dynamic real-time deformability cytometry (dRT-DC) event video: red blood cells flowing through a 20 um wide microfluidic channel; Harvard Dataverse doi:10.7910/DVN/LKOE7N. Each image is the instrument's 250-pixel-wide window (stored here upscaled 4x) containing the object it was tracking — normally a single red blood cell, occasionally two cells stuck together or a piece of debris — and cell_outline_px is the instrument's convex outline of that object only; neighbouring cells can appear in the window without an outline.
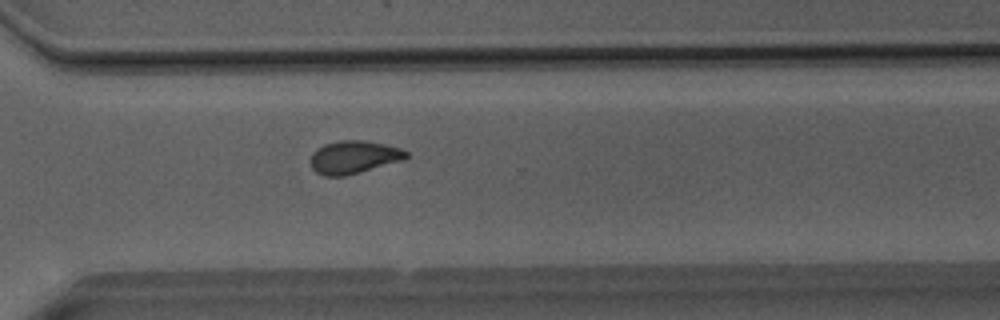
{"species": "Egyptian fruit bat (a non-hibernating species)", "species_latin": "Rousettus aegyptiacus", "temperature_condition": "room temperature", "stored_images_in_passage": 46, "camera_frame_rate_fps": 3000, "um_per_image_px": 0.085, "animal": {"sex": "male"}, "frame": {"image": 1, "passage_image": 32, "time_ms": 10.333, "image_size_px": [1000, 320], "cell_outline_px": [[408, 156], [404, 160], [344, 176], [324, 176], [316, 172], [312, 168], [312, 152], [316, 148], [324, 144], [340, 140], [360, 140], [384, 144], [400, 148], [408, 152]], "centroid_in_image_um": [30.07, 13.35], "position_along_channel_um": 340.5, "area_um2": 18.21}}
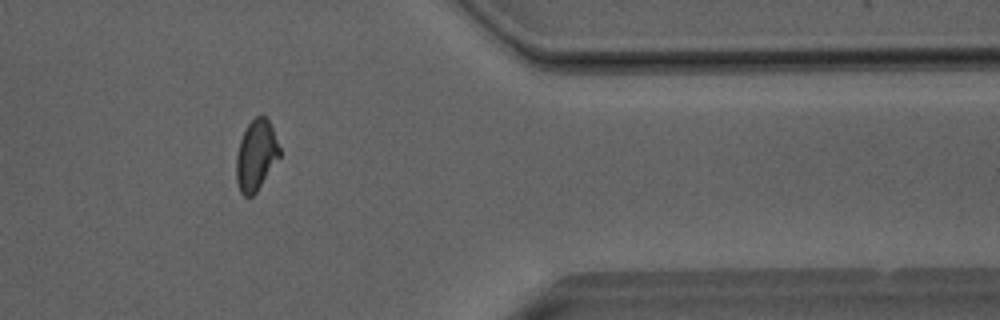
{"frame": {"image": 2, "passage_image": 37, "time_ms": 12.0, "image_size_px": [1000, 320], "cell_outline_px": [[280, 156], [256, 192], [252, 196], [244, 196], [240, 192], [236, 180], [236, 152], [240, 140], [248, 124], [256, 116], [264, 116], [268, 120], [272, 128], [280, 148]], "centroid_in_image_um": [21.75, 13.21], "position_along_channel_um": 389.7, "area_um2": 17.63}}
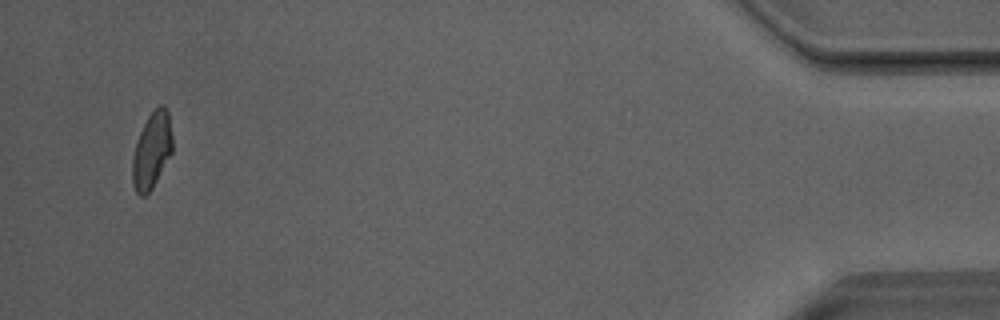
{"frame": {"image": 3, "passage_image": 44, "time_ms": 14.333, "image_size_px": [1000, 320], "cell_outline_px": [[172, 152], [152, 188], [144, 196], [140, 196], [136, 192], [132, 184], [132, 160], [136, 144], [140, 132], [148, 116], [160, 104], [164, 104], [168, 112], [172, 136]], "centroid_in_image_um": [12.9, 12.79], "position_along_channel_um": 422.3, "area_um2": 17.57}, "authors_computed_cell_mechanics": {"area_um2": 18.3226, "velocity_mm_per_s": 4.0582, "shape_relaxation_time_tau1_ms": null, "shape_relaxation_time_tau2_ms": 1.8434, "deformation_change_tau1": null, "deformation_change_tau2": 0.0733}}